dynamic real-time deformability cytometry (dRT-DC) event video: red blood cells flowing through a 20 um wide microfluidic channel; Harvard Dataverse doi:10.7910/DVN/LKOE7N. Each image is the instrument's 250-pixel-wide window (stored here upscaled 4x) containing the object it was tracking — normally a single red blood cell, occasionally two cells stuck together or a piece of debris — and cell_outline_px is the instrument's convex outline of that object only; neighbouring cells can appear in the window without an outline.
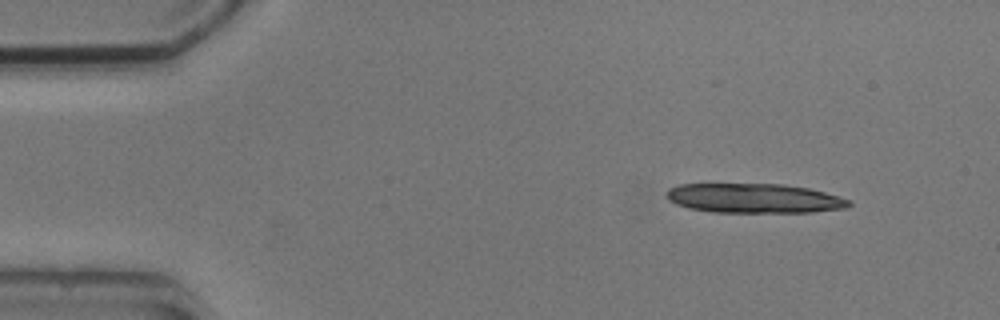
{"species": "common noctule bat (a hibernating species)", "species_latin": "Nyctalus noctula", "temperature_condition": "cold", "stored_images_in_passage": 4, "camera_frame_rate_fps": 3000, "um_per_image_px": 0.085, "animal": {"sex": "male", "body_mass_g": 20.5, "forearm_length_mm": 52.5}, "frame": {"image": 1, "passage_image": 1, "time_ms": 0.0, "image_size_px": [1000, 320], "cell_outline_px": [[852, 204], [848, 208], [812, 212], [712, 212], [688, 208], [676, 204], [668, 200], [668, 188], [680, 184], [784, 184], [808, 188], [824, 192], [852, 200]], "centroid_in_image_um": [64.13, 16.86], "position_along_channel_um": 20.9, "area_um2": 31.44}}